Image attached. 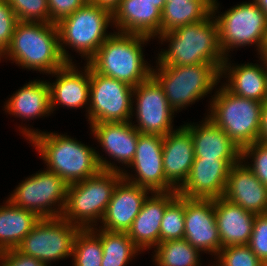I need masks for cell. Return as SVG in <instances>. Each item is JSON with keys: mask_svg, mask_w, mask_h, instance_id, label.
<instances>
[{"mask_svg": "<svg viewBox=\"0 0 267 266\" xmlns=\"http://www.w3.org/2000/svg\"><path fill=\"white\" fill-rule=\"evenodd\" d=\"M28 143L33 144L47 170L60 176L68 185L99 173L96 150L76 138L56 132L39 131L19 126ZM28 127V128H27ZM31 141V142H30Z\"/></svg>", "mask_w": 267, "mask_h": 266, "instance_id": "1", "label": "cell"}, {"mask_svg": "<svg viewBox=\"0 0 267 266\" xmlns=\"http://www.w3.org/2000/svg\"><path fill=\"white\" fill-rule=\"evenodd\" d=\"M161 44L170 42L156 57V65L189 66L212 63L219 70L226 60L219 41L213 14L197 23L179 27L157 37Z\"/></svg>", "mask_w": 267, "mask_h": 266, "instance_id": "2", "label": "cell"}, {"mask_svg": "<svg viewBox=\"0 0 267 266\" xmlns=\"http://www.w3.org/2000/svg\"><path fill=\"white\" fill-rule=\"evenodd\" d=\"M2 57L43 75H50L67 63L60 52L57 25L45 22L18 21Z\"/></svg>", "mask_w": 267, "mask_h": 266, "instance_id": "3", "label": "cell"}, {"mask_svg": "<svg viewBox=\"0 0 267 266\" xmlns=\"http://www.w3.org/2000/svg\"><path fill=\"white\" fill-rule=\"evenodd\" d=\"M113 31L87 64L99 74L136 87L152 76L153 66L143 54L151 37Z\"/></svg>", "mask_w": 267, "mask_h": 266, "instance_id": "4", "label": "cell"}, {"mask_svg": "<svg viewBox=\"0 0 267 266\" xmlns=\"http://www.w3.org/2000/svg\"><path fill=\"white\" fill-rule=\"evenodd\" d=\"M56 25L60 52L64 60L67 63H75L66 50L68 47L79 53L87 63L112 34L107 33V29L109 25L113 27V16L110 10L88 1Z\"/></svg>", "mask_w": 267, "mask_h": 266, "instance_id": "5", "label": "cell"}, {"mask_svg": "<svg viewBox=\"0 0 267 266\" xmlns=\"http://www.w3.org/2000/svg\"><path fill=\"white\" fill-rule=\"evenodd\" d=\"M122 179L120 172L101 170L83 181L69 184L62 217L80 229L98 227L97 222L102 221L113 192Z\"/></svg>", "mask_w": 267, "mask_h": 266, "instance_id": "6", "label": "cell"}, {"mask_svg": "<svg viewBox=\"0 0 267 266\" xmlns=\"http://www.w3.org/2000/svg\"><path fill=\"white\" fill-rule=\"evenodd\" d=\"M153 67L152 76L162 86L169 106L176 113L211 94L221 83L220 70L212 63Z\"/></svg>", "mask_w": 267, "mask_h": 266, "instance_id": "7", "label": "cell"}, {"mask_svg": "<svg viewBox=\"0 0 267 266\" xmlns=\"http://www.w3.org/2000/svg\"><path fill=\"white\" fill-rule=\"evenodd\" d=\"M214 91L206 116L240 149L257 142L263 102L236 96L223 85Z\"/></svg>", "mask_w": 267, "mask_h": 266, "instance_id": "8", "label": "cell"}, {"mask_svg": "<svg viewBox=\"0 0 267 266\" xmlns=\"http://www.w3.org/2000/svg\"><path fill=\"white\" fill-rule=\"evenodd\" d=\"M217 1L213 0L212 14L219 30V41L224 56L228 58L229 52L235 48L237 50L238 47L251 45H255L259 56L267 29L265 13L251 0L237 4L217 16L216 14L220 13Z\"/></svg>", "mask_w": 267, "mask_h": 266, "instance_id": "9", "label": "cell"}, {"mask_svg": "<svg viewBox=\"0 0 267 266\" xmlns=\"http://www.w3.org/2000/svg\"><path fill=\"white\" fill-rule=\"evenodd\" d=\"M18 184L8 197L15 206L33 211L40 218L62 217L68 184L60 176L45 169Z\"/></svg>", "mask_w": 267, "mask_h": 266, "instance_id": "10", "label": "cell"}, {"mask_svg": "<svg viewBox=\"0 0 267 266\" xmlns=\"http://www.w3.org/2000/svg\"><path fill=\"white\" fill-rule=\"evenodd\" d=\"M79 229L63 217L41 218L16 250L51 266L52 262L72 257Z\"/></svg>", "mask_w": 267, "mask_h": 266, "instance_id": "11", "label": "cell"}, {"mask_svg": "<svg viewBox=\"0 0 267 266\" xmlns=\"http://www.w3.org/2000/svg\"><path fill=\"white\" fill-rule=\"evenodd\" d=\"M133 89L131 85L99 74L90 67V98L86 113L89 124L133 121Z\"/></svg>", "mask_w": 267, "mask_h": 266, "instance_id": "12", "label": "cell"}, {"mask_svg": "<svg viewBox=\"0 0 267 266\" xmlns=\"http://www.w3.org/2000/svg\"><path fill=\"white\" fill-rule=\"evenodd\" d=\"M174 114L162 86L153 76L134 87L131 116H135L137 124L133 121L132 125L140 133L165 136L175 130Z\"/></svg>", "mask_w": 267, "mask_h": 266, "instance_id": "13", "label": "cell"}, {"mask_svg": "<svg viewBox=\"0 0 267 266\" xmlns=\"http://www.w3.org/2000/svg\"><path fill=\"white\" fill-rule=\"evenodd\" d=\"M163 136L139 134L134 158L127 170L121 172L126 181L147 188L151 192L177 191L166 179L162 160Z\"/></svg>", "mask_w": 267, "mask_h": 266, "instance_id": "14", "label": "cell"}, {"mask_svg": "<svg viewBox=\"0 0 267 266\" xmlns=\"http://www.w3.org/2000/svg\"><path fill=\"white\" fill-rule=\"evenodd\" d=\"M90 129L93 137L103 147L102 151L114 160V162L108 161L96 151L101 169L121 173L123 169L115 162L122 163L126 168L130 165L140 132L132 125V121L94 123L90 124Z\"/></svg>", "mask_w": 267, "mask_h": 266, "instance_id": "15", "label": "cell"}, {"mask_svg": "<svg viewBox=\"0 0 267 266\" xmlns=\"http://www.w3.org/2000/svg\"><path fill=\"white\" fill-rule=\"evenodd\" d=\"M241 159H199L194 157L190 173L177 194L190 199L223 197L228 173Z\"/></svg>", "mask_w": 267, "mask_h": 266, "instance_id": "16", "label": "cell"}, {"mask_svg": "<svg viewBox=\"0 0 267 266\" xmlns=\"http://www.w3.org/2000/svg\"><path fill=\"white\" fill-rule=\"evenodd\" d=\"M184 221V239L201 253L215 258L221 249V239L214 213V199L185 198Z\"/></svg>", "mask_w": 267, "mask_h": 266, "instance_id": "17", "label": "cell"}, {"mask_svg": "<svg viewBox=\"0 0 267 266\" xmlns=\"http://www.w3.org/2000/svg\"><path fill=\"white\" fill-rule=\"evenodd\" d=\"M83 70H79L74 63H66L60 69L50 74L56 80L48 81L50 89L51 111L57 105L70 109L86 108L88 113L90 98V66L85 63ZM86 105V106H85Z\"/></svg>", "mask_w": 267, "mask_h": 266, "instance_id": "18", "label": "cell"}, {"mask_svg": "<svg viewBox=\"0 0 267 266\" xmlns=\"http://www.w3.org/2000/svg\"><path fill=\"white\" fill-rule=\"evenodd\" d=\"M166 1L121 0L112 13L117 32L155 39L160 35L161 14Z\"/></svg>", "mask_w": 267, "mask_h": 266, "instance_id": "19", "label": "cell"}, {"mask_svg": "<svg viewBox=\"0 0 267 266\" xmlns=\"http://www.w3.org/2000/svg\"><path fill=\"white\" fill-rule=\"evenodd\" d=\"M151 191L122 179L116 186L98 228L128 232Z\"/></svg>", "mask_w": 267, "mask_h": 266, "instance_id": "20", "label": "cell"}, {"mask_svg": "<svg viewBox=\"0 0 267 266\" xmlns=\"http://www.w3.org/2000/svg\"><path fill=\"white\" fill-rule=\"evenodd\" d=\"M223 198L256 215L267 213V187L242 160L231 166Z\"/></svg>", "mask_w": 267, "mask_h": 266, "instance_id": "21", "label": "cell"}, {"mask_svg": "<svg viewBox=\"0 0 267 266\" xmlns=\"http://www.w3.org/2000/svg\"><path fill=\"white\" fill-rule=\"evenodd\" d=\"M177 191L151 192L128 230L129 238L141 250L147 251L160 243V226L166 206Z\"/></svg>", "mask_w": 267, "mask_h": 266, "instance_id": "22", "label": "cell"}, {"mask_svg": "<svg viewBox=\"0 0 267 266\" xmlns=\"http://www.w3.org/2000/svg\"><path fill=\"white\" fill-rule=\"evenodd\" d=\"M162 160L165 179L178 190L194 162L193 140L184 124L163 136Z\"/></svg>", "mask_w": 267, "mask_h": 266, "instance_id": "23", "label": "cell"}, {"mask_svg": "<svg viewBox=\"0 0 267 266\" xmlns=\"http://www.w3.org/2000/svg\"><path fill=\"white\" fill-rule=\"evenodd\" d=\"M258 58L261 59L260 64L236 65L226 58L220 70V78H227V83L221 84L236 96L260 102L267 101V68L264 60Z\"/></svg>", "mask_w": 267, "mask_h": 266, "instance_id": "24", "label": "cell"}, {"mask_svg": "<svg viewBox=\"0 0 267 266\" xmlns=\"http://www.w3.org/2000/svg\"><path fill=\"white\" fill-rule=\"evenodd\" d=\"M200 123H184L193 140L194 157L199 159H241V149L222 129L207 116Z\"/></svg>", "mask_w": 267, "mask_h": 266, "instance_id": "25", "label": "cell"}, {"mask_svg": "<svg viewBox=\"0 0 267 266\" xmlns=\"http://www.w3.org/2000/svg\"><path fill=\"white\" fill-rule=\"evenodd\" d=\"M214 213L221 239V248L249 243L256 214L223 197L214 199Z\"/></svg>", "mask_w": 267, "mask_h": 266, "instance_id": "26", "label": "cell"}, {"mask_svg": "<svg viewBox=\"0 0 267 266\" xmlns=\"http://www.w3.org/2000/svg\"><path fill=\"white\" fill-rule=\"evenodd\" d=\"M47 80L35 79L18 89L4 105L6 113L30 121L52 114Z\"/></svg>", "mask_w": 267, "mask_h": 266, "instance_id": "27", "label": "cell"}, {"mask_svg": "<svg viewBox=\"0 0 267 266\" xmlns=\"http://www.w3.org/2000/svg\"><path fill=\"white\" fill-rule=\"evenodd\" d=\"M0 205V252L16 249L41 219L35 212L15 206L8 198Z\"/></svg>", "mask_w": 267, "mask_h": 266, "instance_id": "28", "label": "cell"}, {"mask_svg": "<svg viewBox=\"0 0 267 266\" xmlns=\"http://www.w3.org/2000/svg\"><path fill=\"white\" fill-rule=\"evenodd\" d=\"M213 0L166 2L161 14L160 34L197 23L212 14Z\"/></svg>", "mask_w": 267, "mask_h": 266, "instance_id": "29", "label": "cell"}, {"mask_svg": "<svg viewBox=\"0 0 267 266\" xmlns=\"http://www.w3.org/2000/svg\"><path fill=\"white\" fill-rule=\"evenodd\" d=\"M101 244L103 250L101 266H127L134 257L142 253L127 232L101 229Z\"/></svg>", "mask_w": 267, "mask_h": 266, "instance_id": "30", "label": "cell"}, {"mask_svg": "<svg viewBox=\"0 0 267 266\" xmlns=\"http://www.w3.org/2000/svg\"><path fill=\"white\" fill-rule=\"evenodd\" d=\"M153 253L155 266H201V252L186 239L160 242Z\"/></svg>", "mask_w": 267, "mask_h": 266, "instance_id": "31", "label": "cell"}, {"mask_svg": "<svg viewBox=\"0 0 267 266\" xmlns=\"http://www.w3.org/2000/svg\"><path fill=\"white\" fill-rule=\"evenodd\" d=\"M101 228L79 229L72 252V266H101Z\"/></svg>", "mask_w": 267, "mask_h": 266, "instance_id": "32", "label": "cell"}, {"mask_svg": "<svg viewBox=\"0 0 267 266\" xmlns=\"http://www.w3.org/2000/svg\"><path fill=\"white\" fill-rule=\"evenodd\" d=\"M185 197L177 195L165 208L160 226V242L184 238Z\"/></svg>", "mask_w": 267, "mask_h": 266, "instance_id": "33", "label": "cell"}, {"mask_svg": "<svg viewBox=\"0 0 267 266\" xmlns=\"http://www.w3.org/2000/svg\"><path fill=\"white\" fill-rule=\"evenodd\" d=\"M212 266H265L248 245L222 247Z\"/></svg>", "mask_w": 267, "mask_h": 266, "instance_id": "34", "label": "cell"}, {"mask_svg": "<svg viewBox=\"0 0 267 266\" xmlns=\"http://www.w3.org/2000/svg\"><path fill=\"white\" fill-rule=\"evenodd\" d=\"M17 20L50 23L47 0H7Z\"/></svg>", "mask_w": 267, "mask_h": 266, "instance_id": "35", "label": "cell"}, {"mask_svg": "<svg viewBox=\"0 0 267 266\" xmlns=\"http://www.w3.org/2000/svg\"><path fill=\"white\" fill-rule=\"evenodd\" d=\"M249 159L252 161L248 162ZM241 160L267 187V144L257 141L245 146L241 149Z\"/></svg>", "mask_w": 267, "mask_h": 266, "instance_id": "36", "label": "cell"}, {"mask_svg": "<svg viewBox=\"0 0 267 266\" xmlns=\"http://www.w3.org/2000/svg\"><path fill=\"white\" fill-rule=\"evenodd\" d=\"M247 245L267 266V213L256 215L253 231Z\"/></svg>", "mask_w": 267, "mask_h": 266, "instance_id": "37", "label": "cell"}, {"mask_svg": "<svg viewBox=\"0 0 267 266\" xmlns=\"http://www.w3.org/2000/svg\"><path fill=\"white\" fill-rule=\"evenodd\" d=\"M17 17L7 2L0 0V54H4L10 45Z\"/></svg>", "mask_w": 267, "mask_h": 266, "instance_id": "38", "label": "cell"}, {"mask_svg": "<svg viewBox=\"0 0 267 266\" xmlns=\"http://www.w3.org/2000/svg\"><path fill=\"white\" fill-rule=\"evenodd\" d=\"M87 2V0H47L50 23H59L83 7Z\"/></svg>", "mask_w": 267, "mask_h": 266, "instance_id": "39", "label": "cell"}, {"mask_svg": "<svg viewBox=\"0 0 267 266\" xmlns=\"http://www.w3.org/2000/svg\"><path fill=\"white\" fill-rule=\"evenodd\" d=\"M0 266H50L36 258L26 256L16 249L0 252Z\"/></svg>", "mask_w": 267, "mask_h": 266, "instance_id": "40", "label": "cell"}, {"mask_svg": "<svg viewBox=\"0 0 267 266\" xmlns=\"http://www.w3.org/2000/svg\"><path fill=\"white\" fill-rule=\"evenodd\" d=\"M258 142L267 144V101L263 102L260 111Z\"/></svg>", "mask_w": 267, "mask_h": 266, "instance_id": "41", "label": "cell"}, {"mask_svg": "<svg viewBox=\"0 0 267 266\" xmlns=\"http://www.w3.org/2000/svg\"><path fill=\"white\" fill-rule=\"evenodd\" d=\"M89 2L100 7L106 8L113 13L114 10L119 6L121 0H90Z\"/></svg>", "mask_w": 267, "mask_h": 266, "instance_id": "42", "label": "cell"}, {"mask_svg": "<svg viewBox=\"0 0 267 266\" xmlns=\"http://www.w3.org/2000/svg\"><path fill=\"white\" fill-rule=\"evenodd\" d=\"M253 2L265 13L267 17V0H253Z\"/></svg>", "mask_w": 267, "mask_h": 266, "instance_id": "43", "label": "cell"}, {"mask_svg": "<svg viewBox=\"0 0 267 266\" xmlns=\"http://www.w3.org/2000/svg\"><path fill=\"white\" fill-rule=\"evenodd\" d=\"M267 49V29H266V36H265V40H264V44L263 47L261 49L260 55Z\"/></svg>", "mask_w": 267, "mask_h": 266, "instance_id": "44", "label": "cell"}, {"mask_svg": "<svg viewBox=\"0 0 267 266\" xmlns=\"http://www.w3.org/2000/svg\"><path fill=\"white\" fill-rule=\"evenodd\" d=\"M260 57L264 60L267 68V49L260 55Z\"/></svg>", "mask_w": 267, "mask_h": 266, "instance_id": "45", "label": "cell"}, {"mask_svg": "<svg viewBox=\"0 0 267 266\" xmlns=\"http://www.w3.org/2000/svg\"><path fill=\"white\" fill-rule=\"evenodd\" d=\"M171 1H190V0H166V2H171Z\"/></svg>", "mask_w": 267, "mask_h": 266, "instance_id": "46", "label": "cell"}, {"mask_svg": "<svg viewBox=\"0 0 267 266\" xmlns=\"http://www.w3.org/2000/svg\"><path fill=\"white\" fill-rule=\"evenodd\" d=\"M147 1H166V0H147Z\"/></svg>", "mask_w": 267, "mask_h": 266, "instance_id": "47", "label": "cell"}]
</instances>
